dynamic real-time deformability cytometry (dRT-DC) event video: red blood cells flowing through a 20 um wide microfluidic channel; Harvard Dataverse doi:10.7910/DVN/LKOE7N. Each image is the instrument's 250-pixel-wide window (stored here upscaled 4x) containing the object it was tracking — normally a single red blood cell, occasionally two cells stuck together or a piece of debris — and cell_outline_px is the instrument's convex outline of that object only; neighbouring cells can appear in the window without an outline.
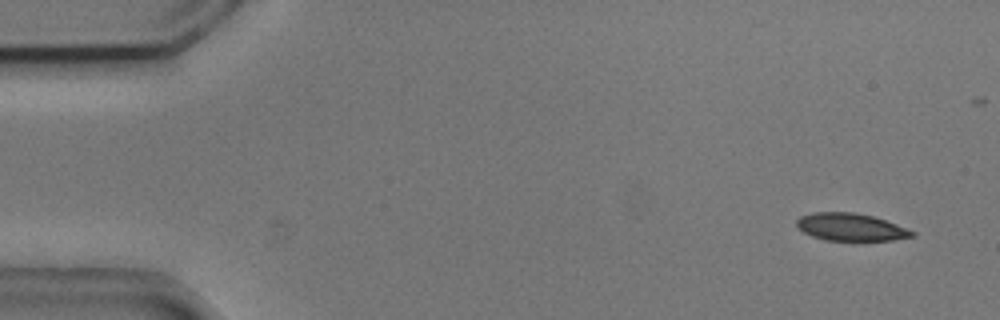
{"species": "common noctule bat (a hibernating species)", "species_latin": "Nyctalus noctula", "temperature_condition": "cold", "stored_images_in_passage": 4, "camera_frame_rate_fps": 3000, "um_per_image_px": 0.085, "animal": {"sex": "male", "body_mass_g": 20.5, "forearm_length_mm": 52.5}, "frame": {"image": 1, "passage_image": 1, "time_ms": 0.0, "image_size_px": [1000, 320], "cell_outline_px": [[916, 236], [892, 240], [824, 240], [812, 236], [796, 228], [796, 220], [800, 216], [812, 212], [852, 212], [872, 216], [896, 224], [916, 232]], "centroid_in_image_um": [72.28, 19.3], "position_along_channel_um": 12.7, "area_um2": 18.5}}
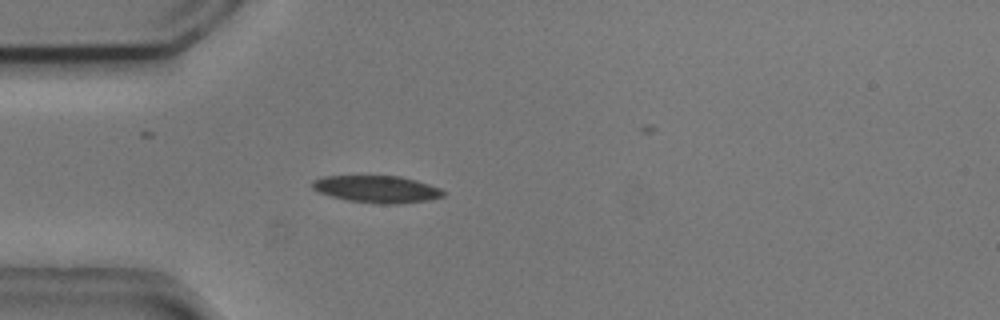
{"frame": {"image": 2, "passage_image": 4, "time_ms": 1.0, "image_size_px": [1000, 320], "cell_outline_px": [[444, 196], [428, 200], [396, 204], [380, 204], [348, 200], [332, 196], [320, 192], [312, 188], [312, 180], [324, 176], [400, 176], [416, 180], [440, 188], [444, 192]], "centroid_in_image_um": [32.04, 16.07], "position_along_channel_um": 53.0, "area_um2": 20.52}}